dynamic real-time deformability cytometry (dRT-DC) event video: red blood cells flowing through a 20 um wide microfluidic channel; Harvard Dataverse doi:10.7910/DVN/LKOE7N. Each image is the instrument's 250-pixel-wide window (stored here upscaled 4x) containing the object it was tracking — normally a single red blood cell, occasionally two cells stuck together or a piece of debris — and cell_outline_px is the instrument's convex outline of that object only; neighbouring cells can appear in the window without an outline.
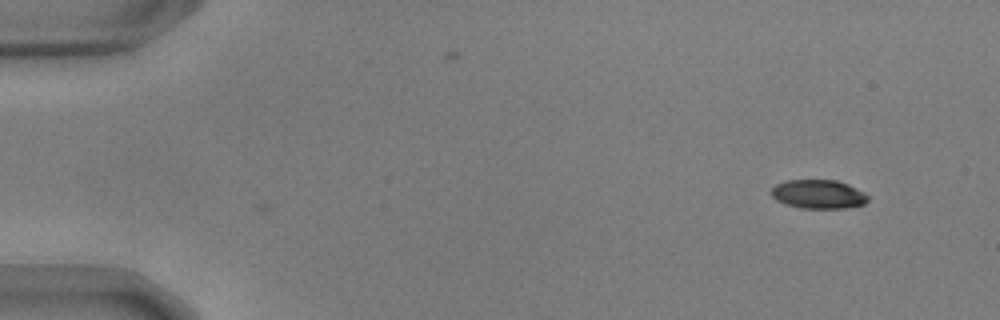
{"species": "common noctule bat (a hibernating species)", "species_latin": "Nyctalus noctula", "temperature_condition": "warm", "stored_images_in_passage": 51, "camera_frame_rate_fps": 3000, "um_per_image_px": 0.085, "animal": {"sex": "male", "body_mass_g": 17.9, "forearm_length_mm": 54.2}, "frame": {"image": 1, "passage_image": 1, "time_ms": 0.0, "image_size_px": [1000, 320], "cell_outline_px": [[868, 200], [864, 204], [844, 208], [800, 208], [784, 204], [776, 200], [768, 192], [776, 184], [784, 180], [836, 180], [848, 184], [864, 192], [868, 196]], "centroid_in_image_um": [69.52, 16.5], "position_along_channel_um": 15.5, "area_um2": 16.42}}
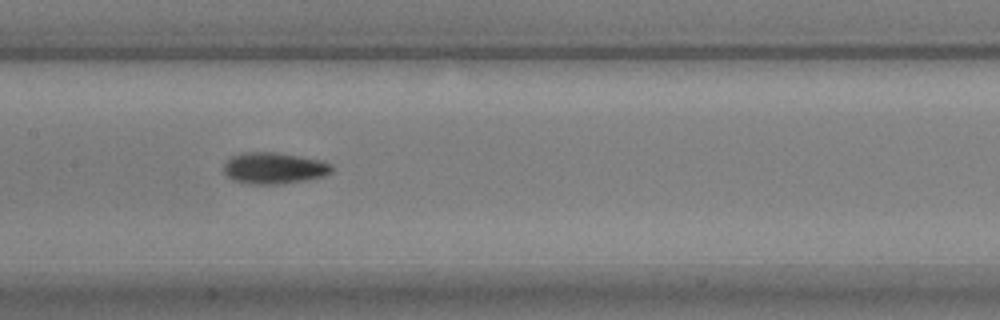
{"frame": {"image": 2, "passage_image": 24, "time_ms": 7.667, "image_size_px": [1000, 320], "cell_outline_px": [[332, 172], [324, 176], [308, 180], [284, 184], [248, 184], [232, 180], [224, 172], [224, 164], [232, 156], [240, 152], [276, 152], [324, 160], [332, 164]], "centroid_in_image_um": [23.32, 14.29], "position_along_channel_um": 184.1, "area_um2": 20.11}}
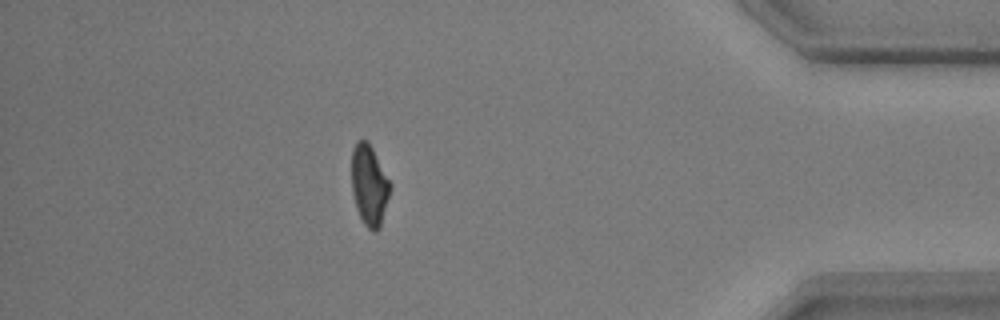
{"frame": {"image": 3, "passage_image": 45, "time_ms": 14.667, "image_size_px": [1000, 320], "cell_outline_px": [[392, 188], [380, 228], [376, 232], [372, 232], [364, 224], [356, 208], [352, 192], [352, 148], [356, 140], [368, 140], [392, 184]], "centroid_in_image_um": [31.4, 15.74], "position_along_channel_um": 403.8, "area_um2": 18.44}, "authors_computed_cell_mechanics": {"area_um2": 18.3804, "velocity_mm_per_s": 3.6976, "shape_relaxation_time_tau1_ms": 3.5626, "shape_relaxation_time_tau2_ms": 2.3039, "deformation_change_tau1": 0.1274, "deformation_change_tau2": 0.0708}}